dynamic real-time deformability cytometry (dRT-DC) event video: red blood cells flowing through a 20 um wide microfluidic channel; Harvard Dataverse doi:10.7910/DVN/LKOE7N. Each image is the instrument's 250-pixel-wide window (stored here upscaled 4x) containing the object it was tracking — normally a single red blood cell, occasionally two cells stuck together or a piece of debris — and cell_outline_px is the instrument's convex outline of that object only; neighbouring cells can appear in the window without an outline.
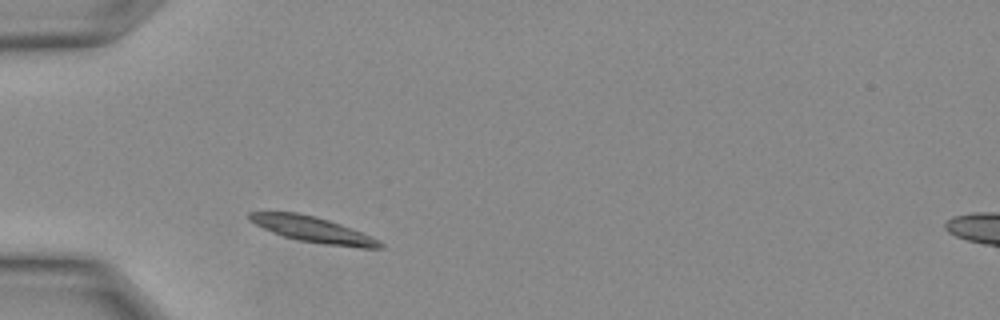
{"species": "Egyptian fruit bat (a non-hibernating species)", "species_latin": "Rousettus aegyptiacus", "temperature_condition": "warm", "stored_images_in_passage": 21, "camera_frame_rate_fps": 3000, "um_per_image_px": 0.085, "animal": {"sex": "female"}, "frame": {"image": 1, "passage_image": 1, "time_ms": 0.0, "image_size_px": [1000, 320], "cell_outline_px": [[384, 248], [360, 248], [324, 244], [300, 240], [284, 236], [272, 232], [248, 220], [248, 212], [296, 212], [316, 216], [340, 224], [372, 236], [380, 240], [384, 244]], "centroid_in_image_um": [26.64, 19.51], "position_along_channel_um": 58.4, "area_um2": 19.42}}
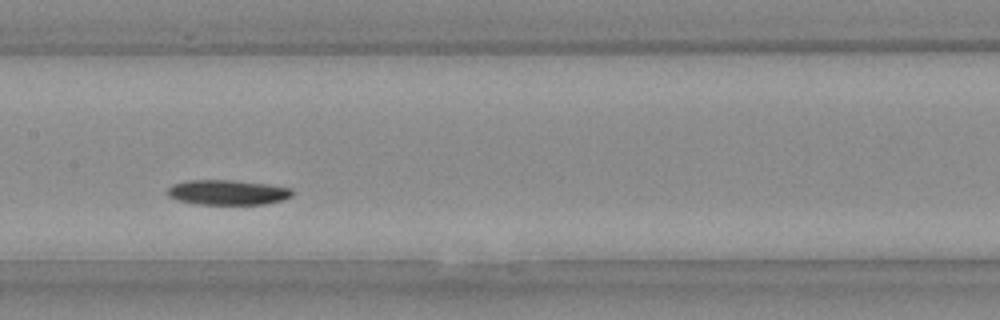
{"frame": {"image": 2, "passage_image": 7, "time_ms": 2.0, "image_size_px": [1000, 320], "cell_outline_px": [[296, 192], [292, 196], [284, 200], [264, 204], [196, 204], [176, 200], [168, 196], [164, 192], [172, 184], [188, 180], [232, 180], [268, 184], [292, 188]], "centroid_in_image_um": [19.35, 16.35], "position_along_channel_um": 188.1, "area_um2": 18.5}}
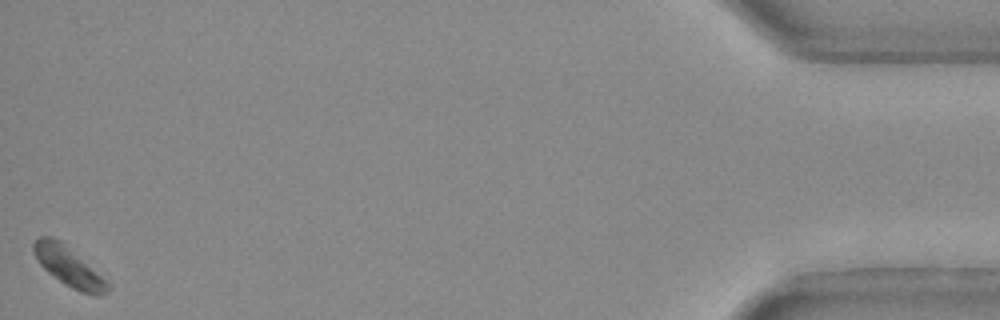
{"frame": {"image": 3, "passage_image": 21, "time_ms": 6.667, "image_size_px": [1000, 320], "cell_outline_px": [[112, 284], [108, 292], [100, 296], [96, 296], [80, 292], [64, 284], [48, 272], [40, 264], [32, 248], [32, 244], [40, 236], [48, 236], [60, 240]], "centroid_in_image_um": [5.89, 22.69], "position_along_channel_um": 429.3, "area_um2": 16.99}}